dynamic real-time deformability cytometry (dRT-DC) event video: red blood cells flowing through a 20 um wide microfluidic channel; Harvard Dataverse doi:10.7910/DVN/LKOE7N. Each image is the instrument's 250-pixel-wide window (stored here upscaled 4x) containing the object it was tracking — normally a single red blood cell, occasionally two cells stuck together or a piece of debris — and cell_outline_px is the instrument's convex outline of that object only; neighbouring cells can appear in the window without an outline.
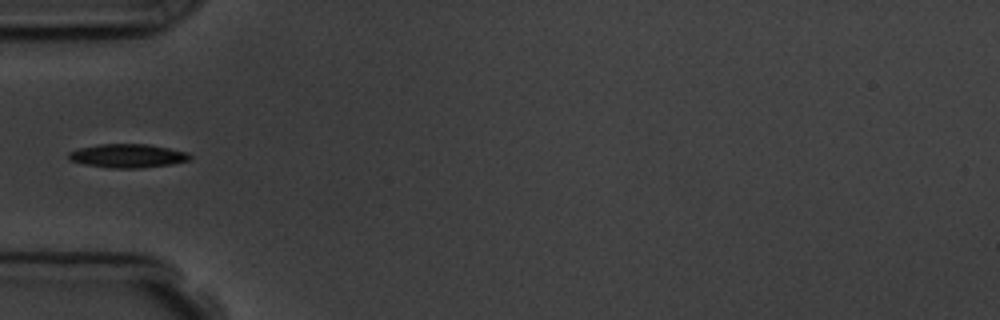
{"species": "common noctule bat (a hibernating species)", "species_latin": "Nyctalus noctula", "temperature_condition": "room temperature", "stored_images_in_passage": 5, "camera_frame_rate_fps": 3000, "um_per_image_px": 0.085, "animal": {"sex": "male", "body_mass_g": 19.5, "forearm_length_mm": 54.6}, "frame": {"image": 1, "passage_image": 5, "time_ms": 5.333, "image_size_px": [1000, 320], "cell_outline_px": [[192, 160], [172, 164], [144, 168], [108, 168], [84, 164], [68, 160], [68, 152], [80, 148], [100, 144], [148, 144], [188, 152], [192, 156]], "centroid_in_image_um": [10.87, 13.25], "position_along_channel_um": 74.1, "area_um2": 16.94}}